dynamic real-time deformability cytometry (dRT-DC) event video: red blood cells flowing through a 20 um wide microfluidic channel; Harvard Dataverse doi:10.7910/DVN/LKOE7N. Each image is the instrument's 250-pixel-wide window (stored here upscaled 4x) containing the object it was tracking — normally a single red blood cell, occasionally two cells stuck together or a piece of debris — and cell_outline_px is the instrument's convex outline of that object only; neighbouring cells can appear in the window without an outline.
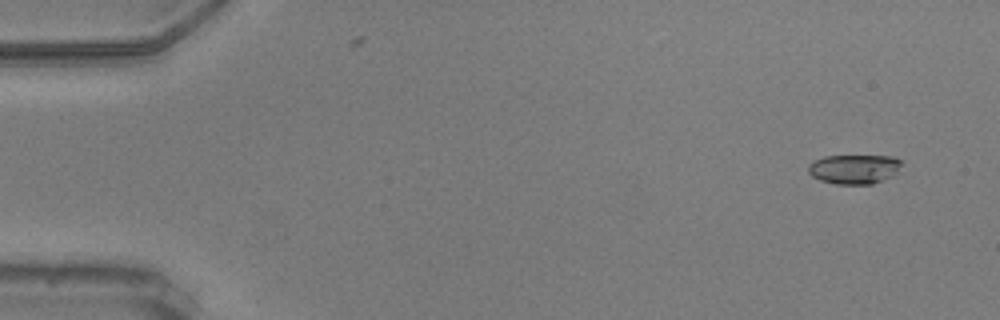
{"species": "common noctule bat (a hibernating species)", "species_latin": "Nyctalus noctula", "temperature_condition": "warm", "stored_images_in_passage": 56, "camera_frame_rate_fps": 3000, "um_per_image_px": 0.085, "animal": {"sex": "male", "body_mass_g": 20.5, "forearm_length_mm": 52.5}, "frame": {"image": 1, "passage_image": 4, "time_ms": 1.0, "image_size_px": [1000, 320], "cell_outline_px": [[900, 164], [896, 172], [892, 176], [872, 184], [836, 184], [820, 180], [812, 176], [808, 172], [808, 164], [812, 160], [824, 156], [892, 156], [900, 160]], "centroid_in_image_um": [72.55, 14.37], "position_along_channel_um": 12.5, "area_um2": 15.95}}
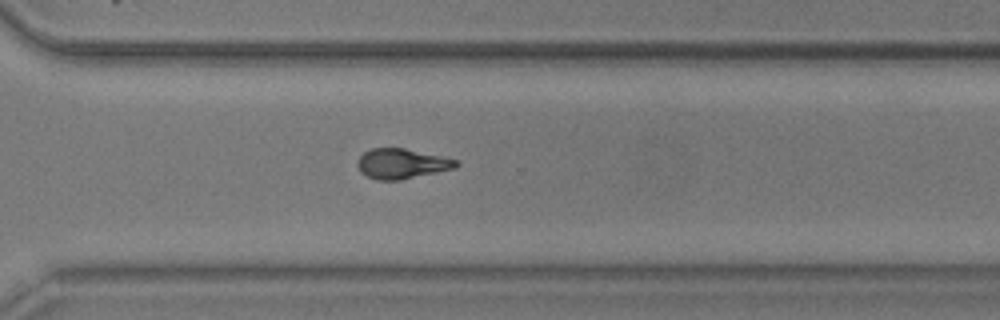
{"frame": {"image": 2, "passage_image": 41, "time_ms": 13.333, "image_size_px": [1000, 320], "cell_outline_px": [[460, 164], [456, 168], [400, 180], [376, 180], [360, 172], [356, 164], [360, 156], [368, 148], [404, 148], [460, 160]], "centroid_in_image_um": [34.16, 13.91], "position_along_channel_um": 336.4, "area_um2": 17.4}}
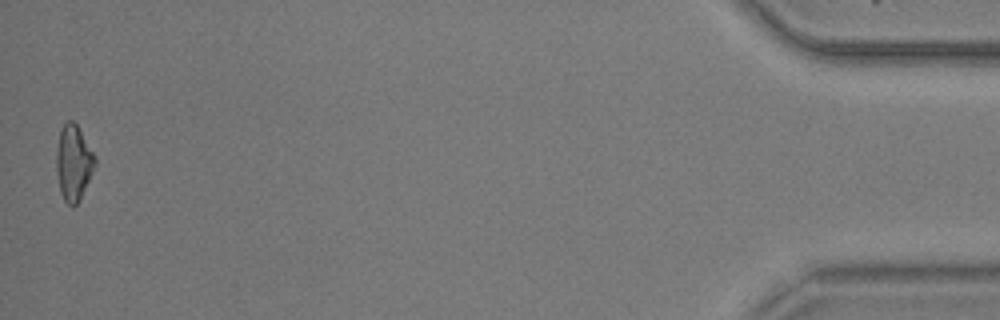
{"frame": {"image": 3, "passage_image": 56, "time_ms": 18.333, "image_size_px": [1000, 320], "cell_outline_px": [[96, 164], [80, 200], [72, 208], [64, 200], [60, 192], [56, 172], [56, 152], [60, 132], [64, 124], [68, 120], [72, 120], [76, 124], [96, 156]], "centroid_in_image_um": [6.25, 13.86], "position_along_channel_um": 429.0, "area_um2": 16.99}, "authors_computed_cell_mechanics": {"area_um2": 17.1955, "velocity_mm_per_s": 3.6597, "shape_relaxation_time_tau1_ms": 3.3036, "shape_relaxation_time_tau2_ms": 2.5016, "deformation_change_tau1": 0.1387, "deformation_change_tau2": 0.0852}}